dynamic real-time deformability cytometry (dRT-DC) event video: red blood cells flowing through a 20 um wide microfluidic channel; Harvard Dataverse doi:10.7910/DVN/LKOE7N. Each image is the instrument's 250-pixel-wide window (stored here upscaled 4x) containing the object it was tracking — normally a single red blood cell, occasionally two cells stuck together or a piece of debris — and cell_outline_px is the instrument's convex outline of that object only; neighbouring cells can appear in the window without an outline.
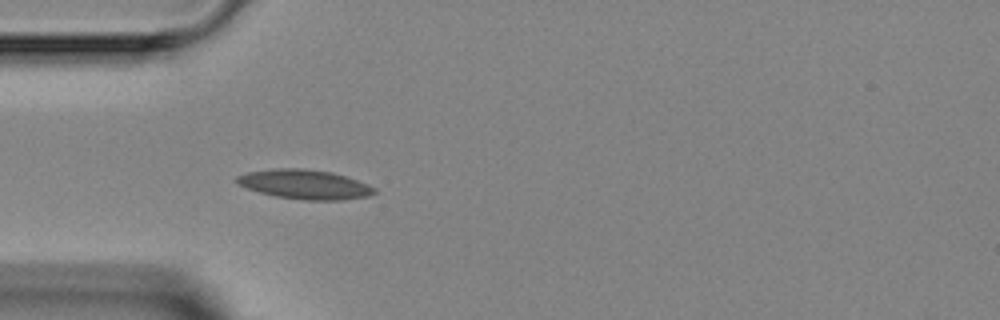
{"species": "Egyptian fruit bat (a non-hibernating species)", "species_latin": "Rousettus aegyptiacus", "temperature_condition": "room temperature", "stored_images_in_passage": 3, "camera_frame_rate_fps": 3000, "um_per_image_px": 0.085, "animal": {"sex": "female"}, "frame": {"image": 1, "passage_image": 3, "time_ms": 2.333, "image_size_px": [1000, 320], "cell_outline_px": [[376, 192], [368, 196], [344, 200], [304, 200], [276, 196], [260, 192], [236, 184], [236, 176], [248, 172], [276, 168], [304, 168], [332, 172], [368, 184], [376, 188]], "centroid_in_image_um": [25.91, 15.67], "position_along_channel_um": 59.1, "area_um2": 23.52}}